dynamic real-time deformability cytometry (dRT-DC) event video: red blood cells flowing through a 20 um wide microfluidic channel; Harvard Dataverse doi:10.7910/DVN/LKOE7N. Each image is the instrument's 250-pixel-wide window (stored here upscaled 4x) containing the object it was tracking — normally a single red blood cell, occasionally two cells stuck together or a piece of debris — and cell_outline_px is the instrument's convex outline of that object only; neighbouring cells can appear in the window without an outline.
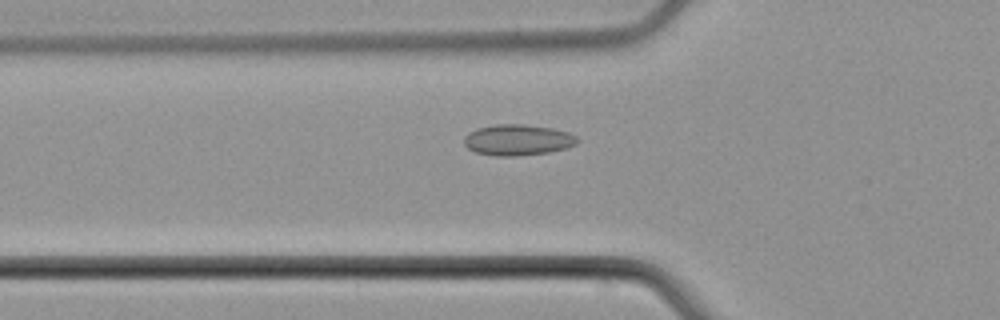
{"species": "common noctule bat (a hibernating species)", "species_latin": "Nyctalus noctula", "temperature_condition": "cold", "stored_images_in_passage": 51, "camera_frame_rate_fps": 3000, "um_per_image_px": 0.085, "animal": {"sex": "male", "body_mass_g": 21.5, "forearm_length_mm": 52.0}, "frame": {"image": 1, "passage_image": 19, "time_ms": 6.0, "image_size_px": [1000, 320], "cell_outline_px": [[580, 140], [576, 144], [564, 148], [548, 152], [516, 156], [496, 156], [476, 152], [468, 148], [464, 144], [464, 136], [468, 132], [476, 128], [496, 124], [524, 124], [552, 128], [568, 132], [576, 136]], "centroid_in_image_um": [43.98, 11.88], "position_along_channel_um": 81.8, "area_um2": 20.46}}
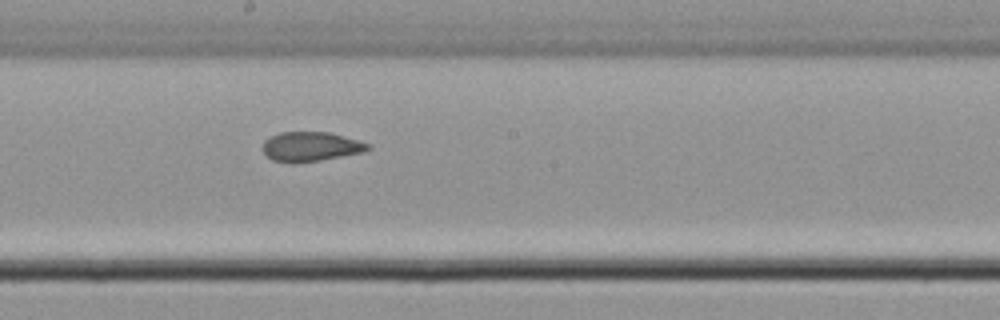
{"frame": {"image": 2, "passage_image": 30, "time_ms": 9.667, "image_size_px": [1000, 320], "cell_outline_px": [[372, 148], [364, 152], [320, 160], [272, 160], [264, 152], [264, 140], [280, 132], [328, 132], [372, 144]], "centroid_in_image_um": [26.49, 12.42], "position_along_channel_um": 221.7, "area_um2": 17.4}}
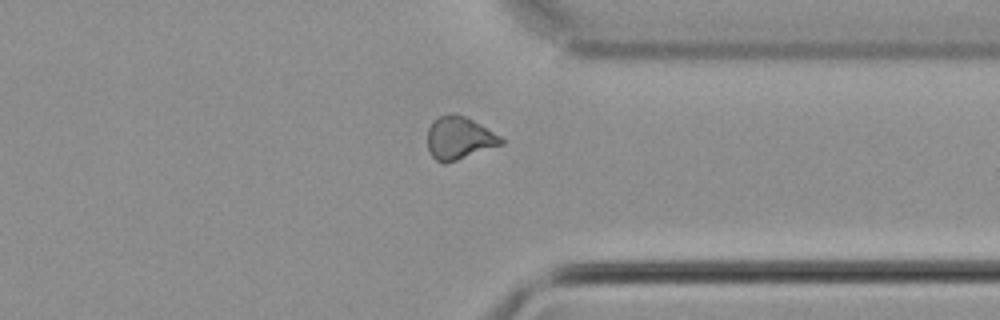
{"frame": {"image": 3, "passage_image": 42, "time_ms": 13.667, "image_size_px": [1000, 320], "cell_outline_px": [[504, 144], [444, 164], [436, 160], [432, 156], [428, 148], [428, 128], [432, 120], [440, 116], [464, 116], [480, 124], [500, 136], [504, 140]], "centroid_in_image_um": [39.03, 11.76], "position_along_channel_um": 372.4, "area_um2": 17.92}, "authors_computed_cell_mechanics": {"area_um2": 18.6694, "velocity_mm_per_s": 3.8143, "shape_relaxation_time_tau1_ms": null, "shape_relaxation_time_tau2_ms": 2.6115, "deformation_change_tau1": null, "deformation_change_tau2": 0.0798}}